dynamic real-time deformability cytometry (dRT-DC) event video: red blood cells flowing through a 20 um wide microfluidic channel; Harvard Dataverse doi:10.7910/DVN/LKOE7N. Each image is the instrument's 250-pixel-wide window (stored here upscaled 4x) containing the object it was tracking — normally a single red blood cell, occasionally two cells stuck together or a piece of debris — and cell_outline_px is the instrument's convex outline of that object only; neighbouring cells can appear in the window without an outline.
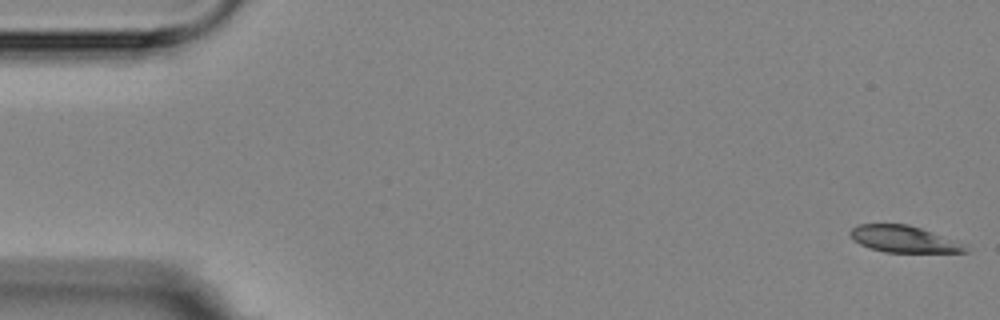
{"species": "Egyptian fruit bat (a non-hibernating species)", "species_latin": "Rousettus aegyptiacus", "temperature_condition": "room temperature", "stored_images_in_passage": 6, "camera_frame_rate_fps": 3000, "um_per_image_px": 0.085, "animal": {"sex": "female"}, "frame": {"image": 1, "passage_image": 1, "time_ms": 0.0, "image_size_px": [1000, 320], "cell_outline_px": [[968, 252], [884, 252], [860, 244], [852, 240], [848, 232], [856, 224], [908, 224], [968, 244]], "centroid_in_image_um": [76.82, 20.32], "position_along_channel_um": 8.2, "area_um2": 17.98}}
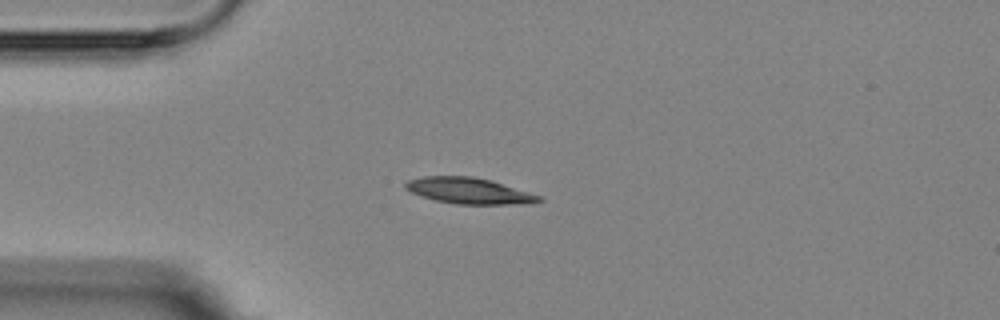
{"frame": {"image": 2, "passage_image": 4, "time_ms": 4.333, "image_size_px": [1000, 320], "cell_outline_px": [[544, 200], [532, 204], [456, 204], [436, 200], [420, 196], [404, 188], [404, 184], [408, 180], [424, 176], [472, 176], [492, 180], [544, 196]], "centroid_in_image_um": [39.94, 16.22], "position_along_channel_um": 45.1, "area_um2": 20.58}}
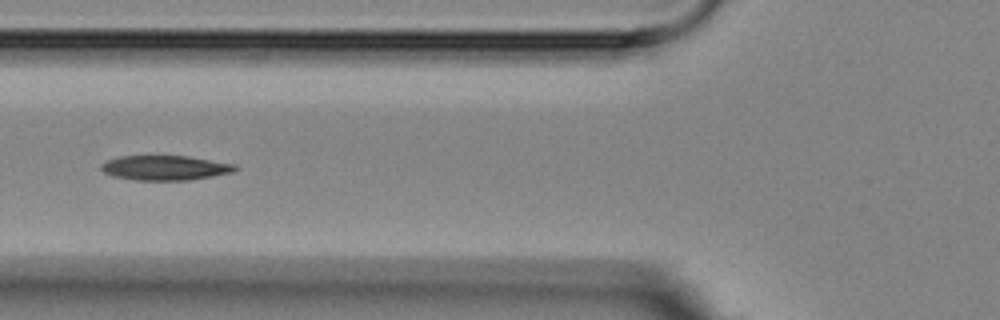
{"frame": {"image": 3, "passage_image": 6, "time_ms": 6.667, "image_size_px": [1000, 320], "cell_outline_px": [[240, 168], [232, 172], [212, 176], [188, 180], [136, 180], [112, 176], [104, 172], [100, 168], [100, 164], [108, 160], [120, 156], [188, 156], [236, 164]], "centroid_in_image_um": [14.04, 14.26], "position_along_channel_um": 111.8, "area_um2": 19.31}}